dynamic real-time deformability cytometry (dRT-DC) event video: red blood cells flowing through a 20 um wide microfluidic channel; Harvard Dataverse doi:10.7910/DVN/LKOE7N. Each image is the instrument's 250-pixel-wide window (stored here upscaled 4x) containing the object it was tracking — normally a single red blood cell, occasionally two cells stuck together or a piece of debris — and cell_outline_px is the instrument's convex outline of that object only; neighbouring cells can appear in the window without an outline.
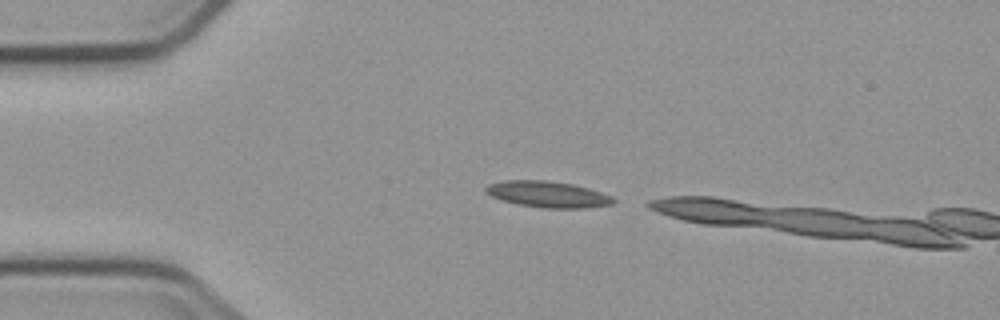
{"species": "common noctule bat (a hibernating species)", "species_latin": "Nyctalus noctula", "temperature_condition": "cold", "stored_images_in_passage": 2, "camera_frame_rate_fps": 3000, "um_per_image_px": 0.085, "animal": {"sex": "male", "body_mass_g": 23.1, "forearm_length_mm": 52.7}, "frame": {"image": 1, "passage_image": 1, "time_ms": 0.0, "image_size_px": [1000, 320], "cell_outline_px": [[616, 200], [612, 204], [588, 208], [544, 208], [520, 204], [504, 200], [492, 196], [484, 192], [484, 188], [488, 184], [504, 180], [548, 180], [572, 184], [588, 188], [612, 196]], "centroid_in_image_um": [46.57, 16.51], "position_along_channel_um": 38.4, "area_um2": 19.42}}